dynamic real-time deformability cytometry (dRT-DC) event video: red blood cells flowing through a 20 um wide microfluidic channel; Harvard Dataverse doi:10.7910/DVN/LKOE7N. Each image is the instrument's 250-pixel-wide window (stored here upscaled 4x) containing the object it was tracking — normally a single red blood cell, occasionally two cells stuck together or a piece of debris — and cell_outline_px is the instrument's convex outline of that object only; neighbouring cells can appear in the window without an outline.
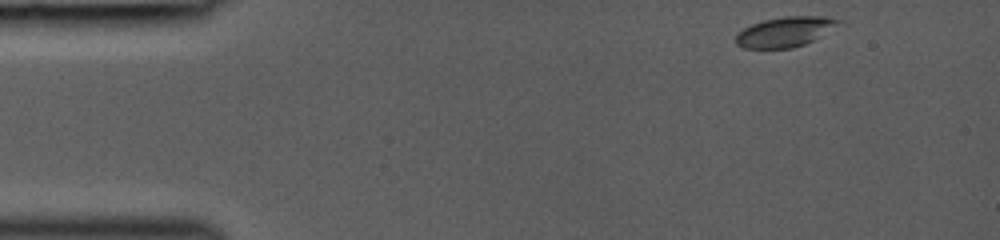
{"species": "common noctule bat (a hibernating species)", "species_latin": "Nyctalus noctula", "temperature_condition": "room temperature", "stored_images_in_passage": 39, "camera_frame_rate_fps": 3000, "um_per_image_px": 0.085, "animal": {"sex": "female", "body_mass_g": 19.0, "forearm_length_mm": 53.3}, "frame": {"image": 1, "passage_image": 1, "time_ms": 0.0, "image_size_px": [1000, 240], "cell_outline_px": [[844, 24], [804, 44], [792, 48], [744, 48], [736, 44], [736, 36], [744, 28], [752, 24], [764, 20], [784, 16], [828, 16], [844, 20]], "centroid_in_image_um": [66.82, 2.68], "position_along_channel_um": 18.2, "area_um2": 18.09}}
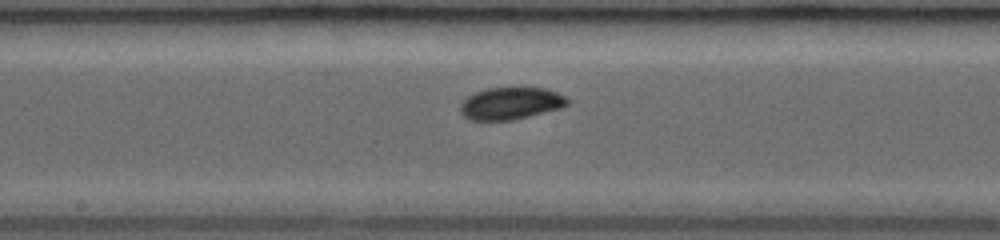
{"frame": {"image": 2, "passage_image": 20, "time_ms": 6.333, "image_size_px": [1000, 240], "cell_outline_px": [[568, 104], [564, 108], [512, 120], [472, 120], [464, 116], [460, 112], [460, 104], [468, 96], [476, 92], [488, 88], [544, 88], [556, 92], [564, 96], [568, 100]], "centroid_in_image_um": [43.43, 8.79], "position_along_channel_um": 204.8, "area_um2": 20.0}}
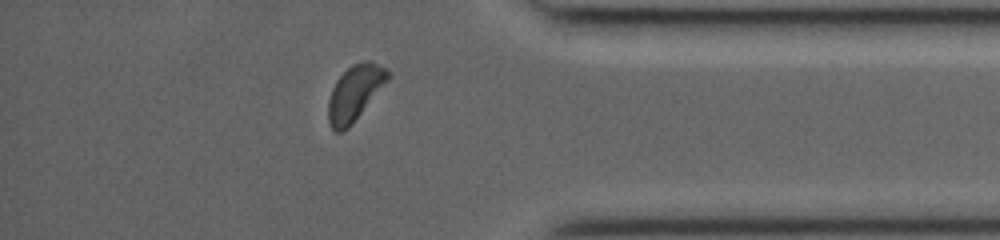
{"frame": {"image": 3, "passage_image": 34, "time_ms": 11.0, "image_size_px": [1000, 240], "cell_outline_px": [[392, 76], [352, 124], [348, 128], [340, 132], [336, 132], [332, 128], [328, 120], [328, 100], [332, 88], [336, 80], [352, 64], [364, 60], [368, 60], [388, 68], [392, 72]], "centroid_in_image_um": [30.19, 7.87], "position_along_channel_um": 405.0, "area_um2": 19.36}}